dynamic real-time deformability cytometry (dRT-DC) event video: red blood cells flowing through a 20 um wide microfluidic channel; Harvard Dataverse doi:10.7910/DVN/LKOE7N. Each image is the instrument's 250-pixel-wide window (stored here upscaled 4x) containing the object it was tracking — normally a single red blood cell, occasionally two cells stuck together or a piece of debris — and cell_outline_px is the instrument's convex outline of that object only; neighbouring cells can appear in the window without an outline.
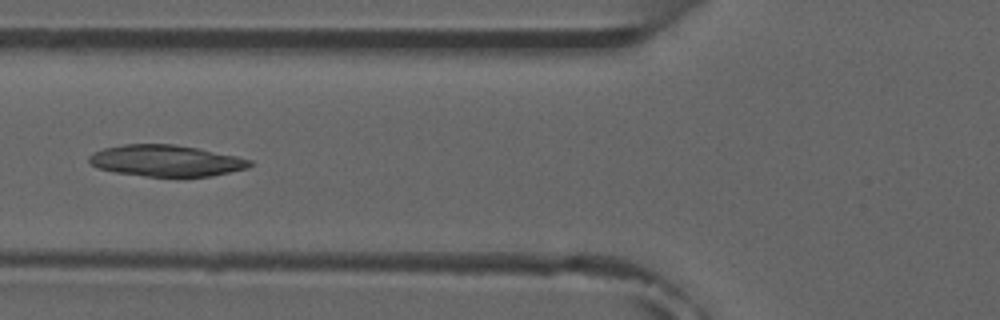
{"species": "common noctule bat (a hibernating species)", "species_latin": "Nyctalus noctula", "temperature_condition": "room temperature", "stored_images_in_passage": 4, "camera_frame_rate_fps": 3000, "um_per_image_px": 0.085, "animal": {"sex": "male", "forearm_length_mm": 52.5}, "frame": {"image": 1, "passage_image": 4, "time_ms": 3.667, "image_size_px": [1000, 320], "cell_outline_px": [[252, 164], [248, 168], [212, 176], [144, 176], [116, 172], [96, 168], [88, 160], [88, 156], [92, 152], [104, 148], [124, 144], [176, 144], [236, 156], [252, 160]], "centroid_in_image_um": [14.09, 13.65], "position_along_channel_um": 111.7, "area_um2": 29.3}}